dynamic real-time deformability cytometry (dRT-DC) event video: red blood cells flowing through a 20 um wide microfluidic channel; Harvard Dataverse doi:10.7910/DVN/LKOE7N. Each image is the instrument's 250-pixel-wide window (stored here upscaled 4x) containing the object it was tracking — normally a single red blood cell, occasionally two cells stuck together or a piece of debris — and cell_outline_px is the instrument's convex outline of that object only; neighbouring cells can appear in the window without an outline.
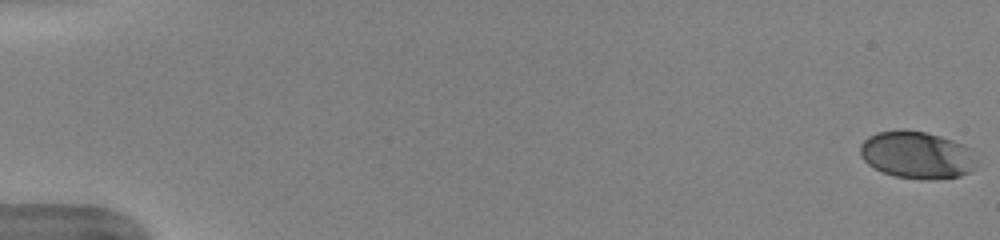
{"species": "human", "species_latin": "Homo sapiens", "temperature_condition": "warm", "stored_images_in_passage": 52, "camera_frame_rate_fps": 3000, "um_per_image_px": 0.085, "donor": {"sex": "female"}, "frame": {"image": 1, "passage_image": 1, "time_ms": 0.0, "image_size_px": [1000, 240], "cell_outline_px": [[976, 168], [960, 176], [928, 180], [920, 180], [896, 176], [884, 172], [868, 164], [860, 156], [860, 144], [868, 136], [876, 132], [900, 128], [904, 128], [924, 132], [940, 136], [964, 144], [972, 148], [976, 160]], "centroid_in_image_um": [77.95, 13.15], "position_along_channel_um": 7.1, "area_um2": 32.54}}
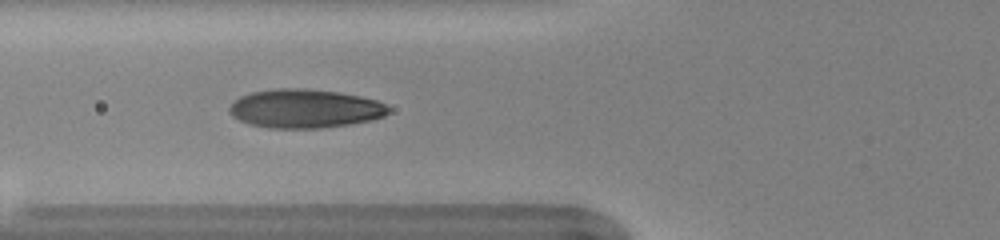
{"frame": {"image": 2, "passage_image": 21, "time_ms": 6.667, "image_size_px": [1000, 240], "cell_outline_px": [[392, 108], [384, 116], [372, 120], [348, 124], [320, 128], [268, 128], [252, 124], [240, 120], [232, 116], [228, 112], [228, 108], [240, 96], [252, 92], [280, 88], [300, 88], [340, 92], [360, 96], [376, 100]], "centroid_in_image_um": [25.92, 9.23], "position_along_channel_um": 99.9, "area_um2": 35.84}}
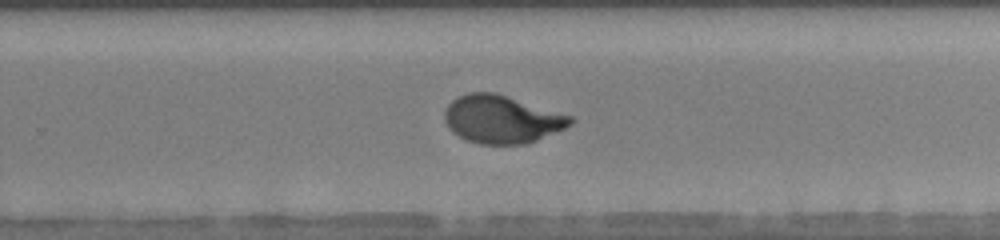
{"frame": {"image": 3, "passage_image": 35, "time_ms": 11.333, "image_size_px": [1000, 240], "cell_outline_px": [[576, 120], [572, 124], [564, 128], [536, 140], [524, 144], [480, 144], [468, 140], [452, 132], [448, 128], [444, 120], [444, 112], [448, 104], [456, 96], [468, 92], [496, 92], [572, 116]], "centroid_in_image_um": [42.62, 10.12], "position_along_channel_um": 287.2, "area_um2": 35.2}}